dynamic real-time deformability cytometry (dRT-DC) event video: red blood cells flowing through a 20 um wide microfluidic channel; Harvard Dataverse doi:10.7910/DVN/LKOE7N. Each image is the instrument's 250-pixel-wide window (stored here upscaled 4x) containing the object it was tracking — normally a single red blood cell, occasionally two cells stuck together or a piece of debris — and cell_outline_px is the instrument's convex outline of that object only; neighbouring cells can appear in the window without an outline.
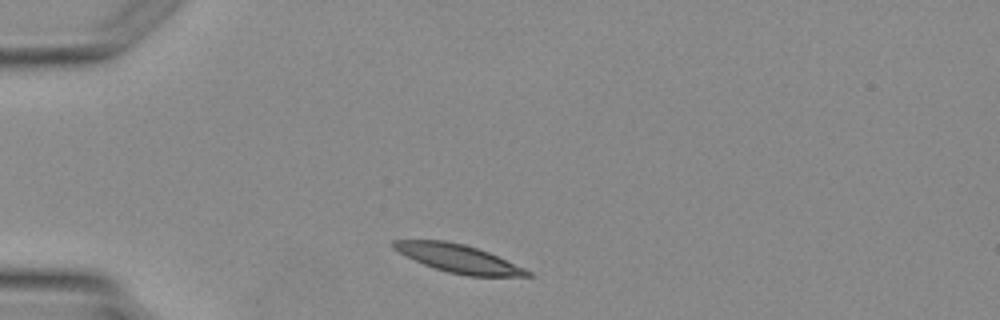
{"species": "Egyptian fruit bat (a non-hibernating species)", "species_latin": "Rousettus aegyptiacus", "temperature_condition": "warm", "stored_images_in_passage": 1, "camera_frame_rate_fps": 3000, "um_per_image_px": 0.085, "animal": {"sex": "female"}, "frame": {"image": 1, "passage_image": 1, "time_ms": 0.0, "image_size_px": [1000, 320], "cell_outline_px": [[532, 276], [468, 276], [448, 272], [424, 264], [392, 248], [392, 240], [444, 240], [464, 244], [488, 252], [524, 268], [532, 272]], "centroid_in_image_um": [38.97, 21.97], "position_along_channel_um": 46.0, "area_um2": 21.5}}